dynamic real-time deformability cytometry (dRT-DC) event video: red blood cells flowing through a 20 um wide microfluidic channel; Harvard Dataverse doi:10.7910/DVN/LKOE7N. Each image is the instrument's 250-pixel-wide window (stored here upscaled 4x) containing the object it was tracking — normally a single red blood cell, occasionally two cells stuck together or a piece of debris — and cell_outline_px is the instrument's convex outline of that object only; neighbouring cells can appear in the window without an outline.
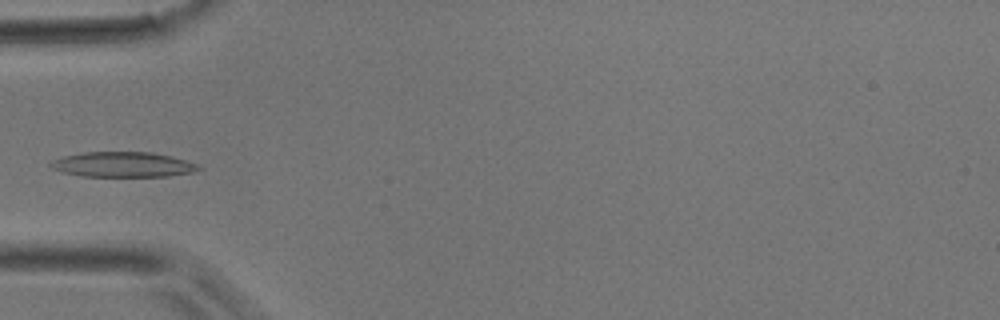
{"species": "common noctule bat (a hibernating species)", "species_latin": "Nyctalus noctula", "temperature_condition": "room temperature", "stored_images_in_passage": 4, "camera_frame_rate_fps": 3000, "um_per_image_px": 0.085, "animal": {"sex": "male", "body_mass_g": 17.9}, "frame": {"image": 1, "passage_image": 4, "time_ms": 1.0, "image_size_px": [1000, 320], "cell_outline_px": [[204, 168], [196, 172], [168, 176], [80, 176], [64, 172], [52, 168], [48, 164], [52, 160], [64, 156], [84, 152], [152, 152], [184, 160], [196, 164]], "centroid_in_image_um": [10.45, 13.99], "position_along_channel_um": 74.5, "area_um2": 21.56}}